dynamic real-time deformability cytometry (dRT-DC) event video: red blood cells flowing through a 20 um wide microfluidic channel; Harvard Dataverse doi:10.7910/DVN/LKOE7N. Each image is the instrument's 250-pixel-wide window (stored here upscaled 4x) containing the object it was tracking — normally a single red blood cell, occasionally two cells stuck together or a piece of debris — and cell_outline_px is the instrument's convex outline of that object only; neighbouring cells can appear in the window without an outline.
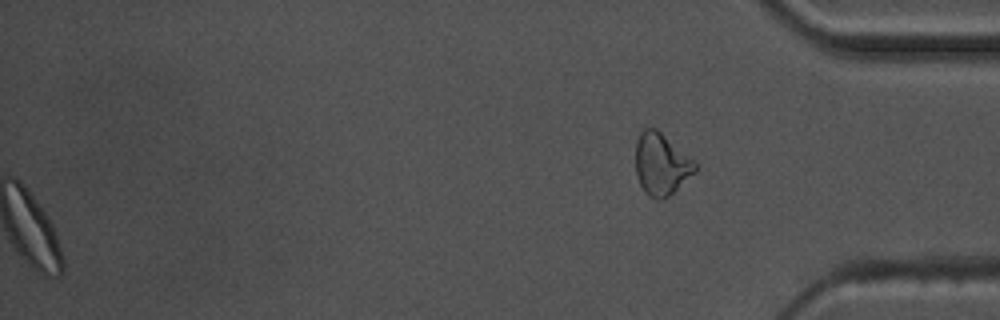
{"species": "common noctule bat (a hibernating species)", "species_latin": "Nyctalus noctula", "temperature_condition": "warm", "stored_images_in_passage": 54, "segment_of_instrument_passage": [2, 2], "camera_frame_rate_fps": 3000, "um_per_image_px": 0.085, "animal": {"sex": "male", "body_mass_g": 17.5, "forearm_length_mm": 52.3}, "frame": {"image": 1, "passage_image": 54, "time_ms": 17.667, "image_size_px": [1000, 320], "cell_outline_px": [[700, 164], [696, 172], [668, 196], [660, 200], [656, 200], [648, 196], [644, 192], [636, 176], [636, 140], [640, 132], [644, 128], [656, 128]], "centroid_in_image_um": [56.22, 13.95], "position_along_channel_um": 379.0, "area_um2": 21.79}}